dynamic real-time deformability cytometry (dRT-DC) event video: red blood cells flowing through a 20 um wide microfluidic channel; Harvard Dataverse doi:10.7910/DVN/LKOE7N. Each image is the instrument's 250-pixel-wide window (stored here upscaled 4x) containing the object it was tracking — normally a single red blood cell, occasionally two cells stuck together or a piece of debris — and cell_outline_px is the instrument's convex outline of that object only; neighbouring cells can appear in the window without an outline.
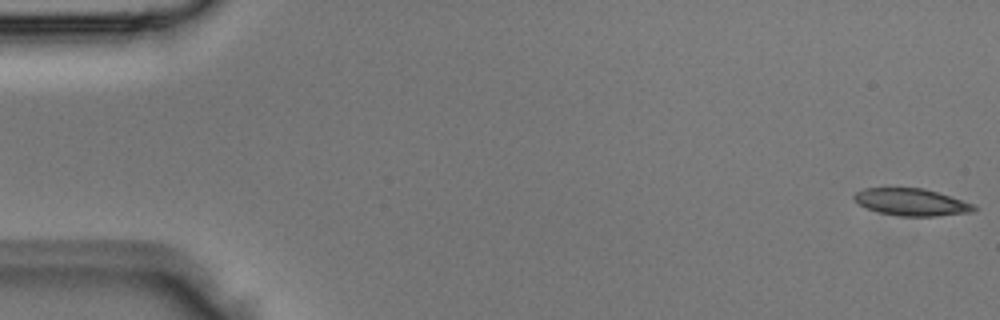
{"species": "Egyptian fruit bat (a non-hibernating species)", "species_latin": "Rousettus aegyptiacus", "temperature_condition": "room temperature", "stored_images_in_passage": 4, "camera_frame_rate_fps": 3000, "um_per_image_px": 0.085, "animal": {"sex": "male"}, "frame": {"image": 1, "passage_image": 1, "time_ms": 0.0, "image_size_px": [1000, 320], "cell_outline_px": [[976, 208], [972, 212], [936, 216], [896, 216], [880, 212], [868, 208], [852, 200], [852, 196], [856, 192], [864, 188], [924, 188], [976, 204]], "centroid_in_image_um": [77.48, 17.18], "position_along_channel_um": 7.5, "area_um2": 18.96}}
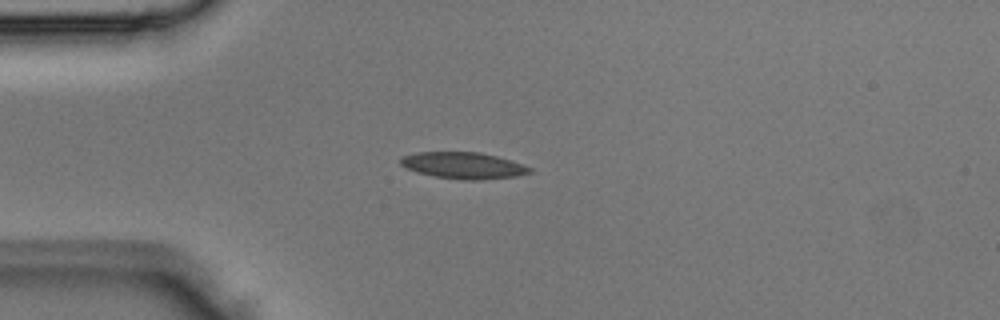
{"frame": {"image": 2, "passage_image": 3, "time_ms": 0.667, "image_size_px": [1000, 320], "cell_outline_px": [[532, 172], [516, 176], [480, 180], [464, 180], [436, 176], [416, 172], [400, 164], [400, 156], [416, 152], [480, 152], [496, 156], [532, 168]], "centroid_in_image_um": [39.35, 14.06], "position_along_channel_um": 45.7, "area_um2": 19.77}}
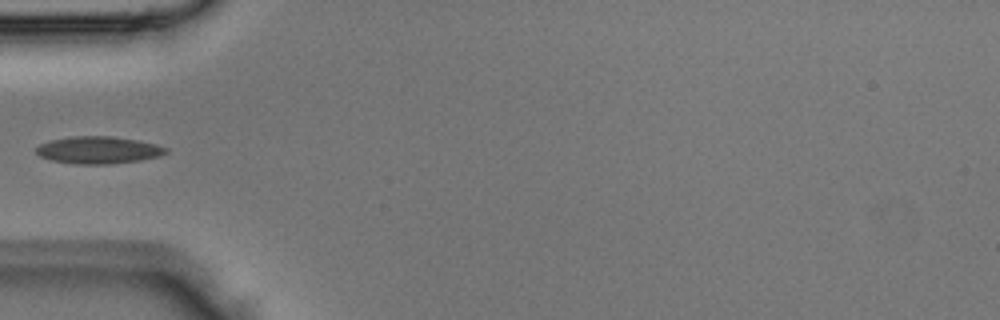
{"frame": {"image": 3, "passage_image": 4, "time_ms": 1.0, "image_size_px": [1000, 320], "cell_outline_px": [[168, 152], [160, 156], [140, 160], [112, 164], [80, 164], [52, 160], [40, 156], [36, 152], [36, 148], [40, 144], [52, 140], [72, 136], [112, 136], [140, 140], [156, 144], [168, 148]], "centroid_in_image_um": [8.42, 12.75], "position_along_channel_um": 76.6, "area_um2": 20.58}}